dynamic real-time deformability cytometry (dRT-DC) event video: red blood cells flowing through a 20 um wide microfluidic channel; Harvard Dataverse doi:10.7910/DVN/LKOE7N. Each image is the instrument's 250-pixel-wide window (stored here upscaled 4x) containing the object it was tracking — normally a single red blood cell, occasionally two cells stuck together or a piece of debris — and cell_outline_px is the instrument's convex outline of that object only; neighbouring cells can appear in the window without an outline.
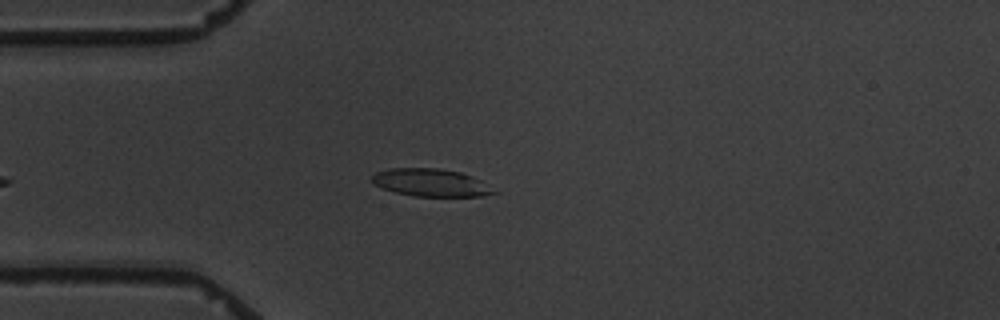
{"species": "common noctule bat (a hibernating species)", "species_latin": "Nyctalus noctula", "temperature_condition": "warm", "stored_images_in_passage": 5, "camera_frame_rate_fps": 3000, "um_per_image_px": 0.085, "animal": {"sex": "male", "body_mass_g": 19.5, "forearm_length_mm": 54.6}, "frame": {"image": 1, "passage_image": 5, "time_ms": 4.667, "image_size_px": [1000, 320], "cell_outline_px": [[500, 192], [480, 196], [416, 196], [396, 192], [372, 184], [372, 176], [376, 172], [388, 168], [440, 168], [460, 172], [472, 176], [480, 180]], "centroid_in_image_um": [36.63, 15.51], "position_along_channel_um": 48.4, "area_um2": 19.59}}